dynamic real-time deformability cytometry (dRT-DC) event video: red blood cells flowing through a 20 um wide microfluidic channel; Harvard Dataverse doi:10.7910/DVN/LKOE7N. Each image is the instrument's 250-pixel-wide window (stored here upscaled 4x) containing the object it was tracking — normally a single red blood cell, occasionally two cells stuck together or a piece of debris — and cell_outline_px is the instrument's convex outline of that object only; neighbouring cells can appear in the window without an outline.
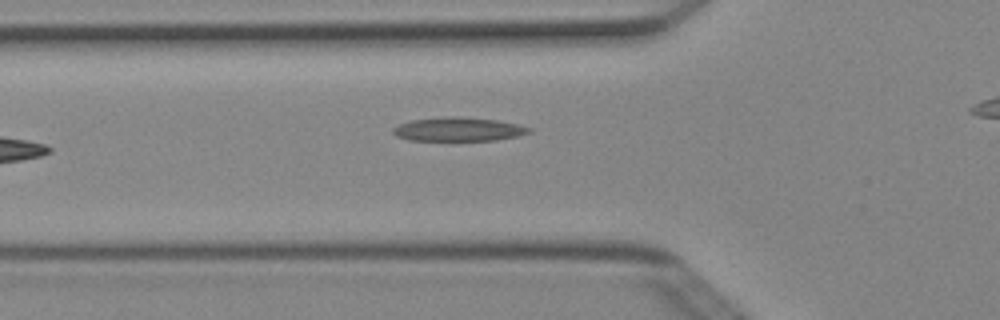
{"species": "Egyptian fruit bat (a non-hibernating species)", "species_latin": "Rousettus aegyptiacus", "temperature_condition": "cold", "stored_images_in_passage": 5, "camera_frame_rate_fps": 3000, "um_per_image_px": 0.085, "animal": {"sex": "female"}, "frame": {"image": 1, "passage_image": 5, "time_ms": 1.333, "image_size_px": [1000, 320], "cell_outline_px": [[532, 132], [516, 136], [496, 140], [408, 140], [396, 136], [392, 132], [392, 128], [400, 124], [412, 120], [448, 116], [456, 116], [500, 120], [520, 124], [532, 128]], "centroid_in_image_um": [39.0, 10.98], "position_along_channel_um": 86.8, "area_um2": 18.96}}